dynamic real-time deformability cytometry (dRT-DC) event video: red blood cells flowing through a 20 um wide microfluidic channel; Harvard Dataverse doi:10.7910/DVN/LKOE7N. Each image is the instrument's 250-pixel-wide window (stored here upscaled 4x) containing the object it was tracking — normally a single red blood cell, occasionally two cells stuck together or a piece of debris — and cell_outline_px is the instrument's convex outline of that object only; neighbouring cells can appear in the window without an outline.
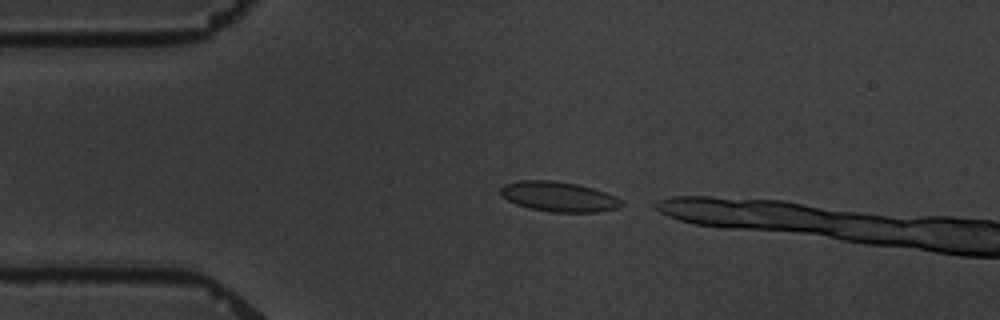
{"species": "common noctule bat (a hibernating species)", "species_latin": "Nyctalus noctula", "temperature_condition": "warm", "stored_images_in_passage": 3, "camera_frame_rate_fps": 3000, "um_per_image_px": 0.085, "animal": {"sex": "male", "body_mass_g": 19.5, "forearm_length_mm": 54.6}, "frame": {"image": 1, "passage_image": 1, "time_ms": 0.0, "image_size_px": [1000, 320], "cell_outline_px": [[624, 204], [620, 208], [596, 212], [552, 212], [528, 208], [516, 204], [500, 196], [500, 188], [504, 184], [520, 180], [552, 180], [576, 184], [592, 188], [604, 192], [624, 200]], "centroid_in_image_um": [47.49, 16.72], "position_along_channel_um": 37.5, "area_um2": 21.27}}